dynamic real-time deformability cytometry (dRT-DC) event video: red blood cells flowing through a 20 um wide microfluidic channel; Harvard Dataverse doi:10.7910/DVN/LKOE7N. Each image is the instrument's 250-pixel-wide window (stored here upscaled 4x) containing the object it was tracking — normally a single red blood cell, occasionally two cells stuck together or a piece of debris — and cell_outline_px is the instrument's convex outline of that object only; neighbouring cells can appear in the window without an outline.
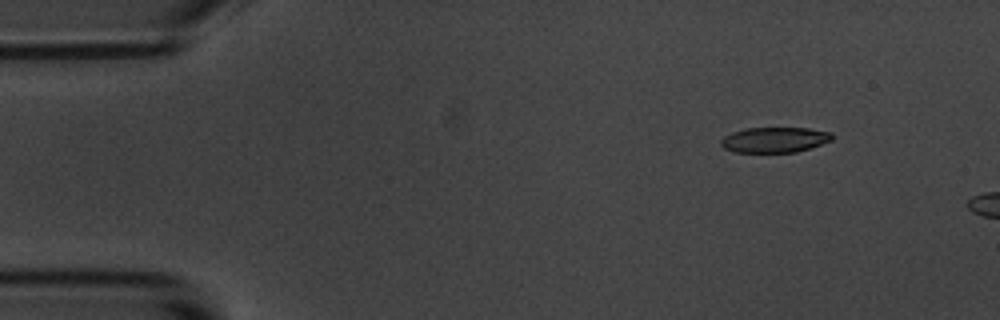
{"species": "common noctule bat (a hibernating species)", "species_latin": "Nyctalus noctula", "temperature_condition": "room temperature", "stored_images_in_passage": 3, "camera_frame_rate_fps": 3000, "um_per_image_px": 0.085, "animal": {"sex": "male", "body_mass_g": 20.1, "forearm_length_mm": 53.5}, "frame": {"image": 1, "passage_image": 1, "time_ms": 0.0, "image_size_px": [1000, 320], "cell_outline_px": [[832, 140], [796, 152], [736, 152], [724, 148], [720, 144], [720, 140], [724, 136], [732, 132], [744, 128], [808, 128], [832, 132]], "centroid_in_image_um": [65.81, 11.87], "position_along_channel_um": 19.2, "area_um2": 16.36}}